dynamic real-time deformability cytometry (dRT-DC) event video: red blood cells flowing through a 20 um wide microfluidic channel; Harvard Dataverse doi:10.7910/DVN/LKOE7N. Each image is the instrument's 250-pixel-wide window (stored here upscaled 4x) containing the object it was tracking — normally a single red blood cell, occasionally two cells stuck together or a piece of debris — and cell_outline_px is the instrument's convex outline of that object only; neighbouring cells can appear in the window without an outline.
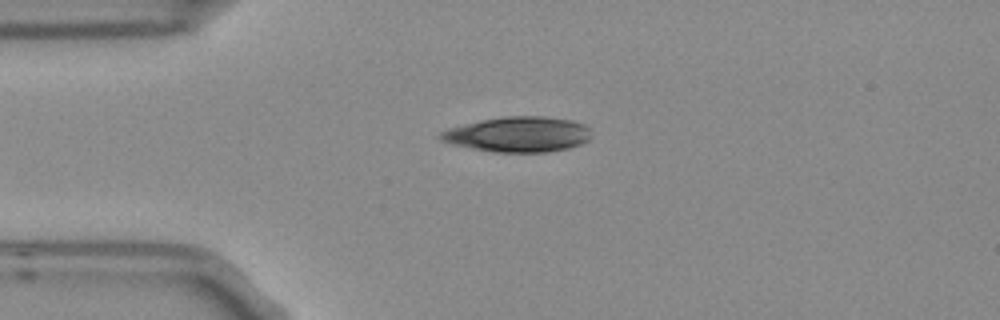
{"species": "Egyptian fruit bat (a non-hibernating species)", "species_latin": "Rousettus aegyptiacus", "temperature_condition": "room temperature", "stored_images_in_passage": 5, "camera_frame_rate_fps": 3000, "um_per_image_px": 0.085, "frame": {"image": 1, "passage_image": 1, "time_ms": 0.0, "image_size_px": [1000, 320], "cell_outline_px": [[588, 140], [580, 144], [568, 148], [548, 152], [492, 152], [452, 144], [440, 140], [436, 136], [440, 132], [448, 128], [480, 120], [504, 116], [544, 116], [572, 120], [584, 124], [588, 128]], "centroid_in_image_um": [43.99, 11.42], "position_along_channel_um": 41.0, "area_um2": 30.98}}
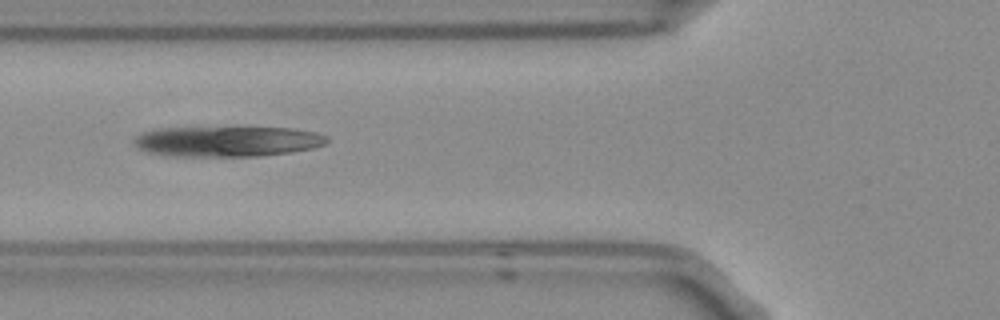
{"frame": {"image": 2, "passage_image": 3, "time_ms": 0.667, "image_size_px": [1000, 320], "cell_outline_px": [[328, 140], [324, 144], [312, 148], [292, 152], [260, 156], [172, 156], [148, 152], [136, 148], [132, 140], [140, 132], [152, 128], [236, 124], [244, 124], [296, 128], [316, 132], [328, 136]], "centroid_in_image_um": [19.29, 11.94], "position_along_channel_um": 106.5, "area_um2": 36.59}}